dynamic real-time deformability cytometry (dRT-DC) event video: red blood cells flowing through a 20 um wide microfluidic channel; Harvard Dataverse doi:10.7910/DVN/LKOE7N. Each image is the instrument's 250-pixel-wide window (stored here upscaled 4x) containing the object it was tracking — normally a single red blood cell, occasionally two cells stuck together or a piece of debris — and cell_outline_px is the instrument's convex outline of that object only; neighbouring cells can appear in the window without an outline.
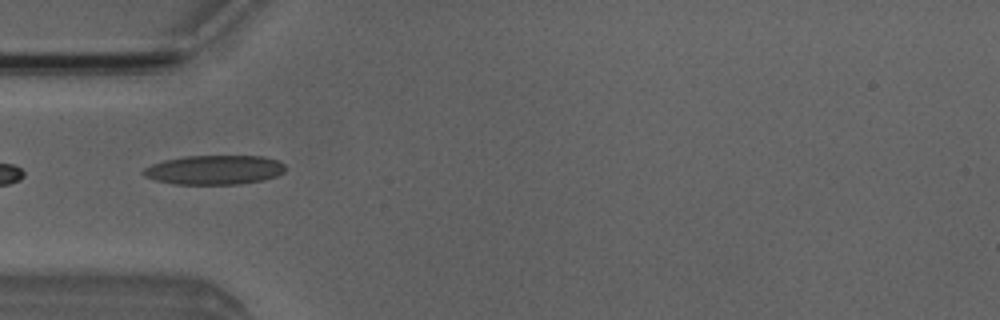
{"species": "Egyptian fruit bat (a non-hibernating species)", "species_latin": "Rousettus aegyptiacus", "temperature_condition": "room temperature", "stored_images_in_passage": 4, "camera_frame_rate_fps": 3000, "um_per_image_px": 0.085, "animal": {"sex": "male"}, "frame": {"image": 1, "passage_image": 4, "time_ms": 3.333, "image_size_px": [1000, 320], "cell_outline_px": [[284, 172], [276, 176], [264, 180], [236, 184], [176, 184], [156, 180], [144, 176], [140, 172], [144, 168], [152, 164], [164, 160], [184, 156], [264, 156], [276, 160], [284, 164]], "centroid_in_image_um": [18.2, 14.43], "position_along_channel_um": 66.8, "area_um2": 24.22}}